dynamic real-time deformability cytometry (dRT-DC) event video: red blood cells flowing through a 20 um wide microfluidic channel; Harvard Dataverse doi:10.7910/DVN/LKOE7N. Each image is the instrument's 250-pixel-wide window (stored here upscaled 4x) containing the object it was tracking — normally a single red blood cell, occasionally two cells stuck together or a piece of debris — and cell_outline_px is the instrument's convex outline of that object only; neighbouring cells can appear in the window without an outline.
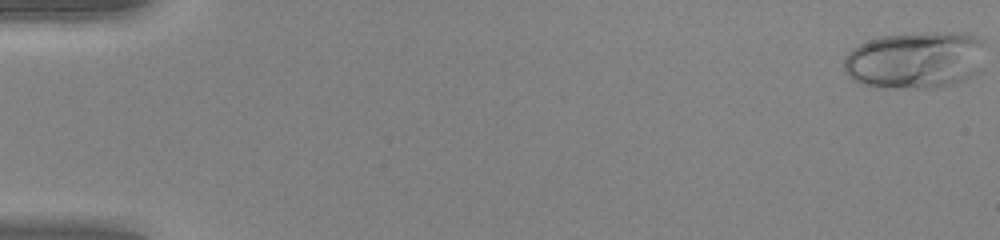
{"species": "human", "species_latin": "Homo sapiens", "temperature_condition": "warm", "stored_images_in_passage": 49, "camera_frame_rate_fps": 3000, "um_per_image_px": 0.085, "donor": {"sex": "female"}, "frame": {"image": 1, "passage_image": 1, "time_ms": 0.0, "image_size_px": [1000, 240], "cell_outline_px": [[984, 40], [980, 72], [956, 84], [940, 88], [876, 88], [860, 84], [852, 80], [844, 72], [844, 60], [848, 52], [852, 48], [868, 40], [880, 36], [924, 32], [968, 32], [980, 36]], "centroid_in_image_um": [77.82, 5.11], "position_along_channel_um": 7.2, "area_um2": 48.38}}
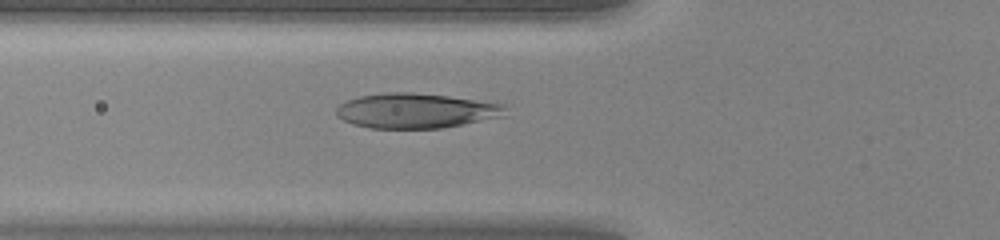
{"frame": {"image": 2, "passage_image": 19, "time_ms": 6.0, "image_size_px": [1000, 240], "cell_outline_px": [[504, 116], [440, 128], [368, 128], [352, 124], [336, 116], [336, 108], [340, 104], [348, 100], [360, 96], [388, 92], [412, 92], [448, 96], [504, 104]], "centroid_in_image_um": [35.3, 9.41], "position_along_channel_um": 90.5, "area_um2": 34.1}}
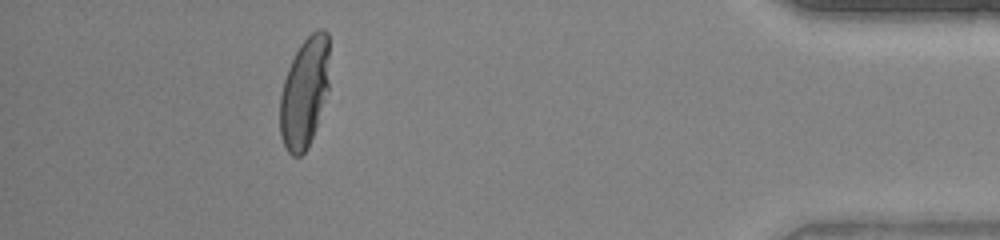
{"frame": {"image": 3, "passage_image": 45, "time_ms": 14.667, "image_size_px": [1000, 240], "cell_outline_px": [[328, 88], [308, 148], [300, 156], [292, 156], [288, 152], [284, 144], [280, 132], [280, 96], [284, 80], [288, 68], [300, 44], [312, 32], [320, 28], [324, 28], [328, 32]], "centroid_in_image_um": [25.87, 7.84], "position_along_channel_um": 409.3, "area_um2": 31.33}, "authors_computed_cell_mechanics": {"area_um2": 34.5644, "velocity_mm_per_s": 4.2429, "shape_relaxation_time_tau1_ms": 4.5968, "shape_relaxation_time_tau2_ms": null, "deformation_change_tau1": 0.2441, "deformation_change_tau2": null}}